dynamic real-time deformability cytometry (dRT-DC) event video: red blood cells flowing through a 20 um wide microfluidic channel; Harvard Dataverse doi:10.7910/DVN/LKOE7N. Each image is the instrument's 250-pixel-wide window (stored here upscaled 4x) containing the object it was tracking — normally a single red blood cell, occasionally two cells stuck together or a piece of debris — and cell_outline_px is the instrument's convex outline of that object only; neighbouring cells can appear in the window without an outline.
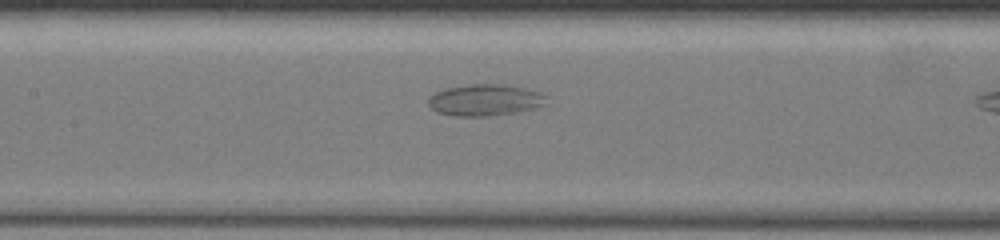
{"species": "common noctule bat (a hibernating species)", "species_latin": "Nyctalus noctula", "temperature_condition": "warm", "stored_images_in_passage": 12, "camera_frame_rate_fps": 3000, "um_per_image_px": 0.085, "animal": {"sex": "female", "body_mass_g": 19.5, "forearm_length_mm": 54.1}, "frame": {"image": 1, "passage_image": 11, "time_ms": 3.0, "image_size_px": [1000, 240], "cell_outline_px": [[548, 104], [532, 108], [512, 112], [480, 116], [456, 116], [440, 112], [432, 108], [428, 104], [428, 100], [436, 92], [448, 88], [468, 84], [504, 84], [524, 88], [540, 92], [544, 96]], "centroid_in_image_um": [41.23, 8.48], "position_along_channel_um": 166.2, "area_um2": 21.15}}